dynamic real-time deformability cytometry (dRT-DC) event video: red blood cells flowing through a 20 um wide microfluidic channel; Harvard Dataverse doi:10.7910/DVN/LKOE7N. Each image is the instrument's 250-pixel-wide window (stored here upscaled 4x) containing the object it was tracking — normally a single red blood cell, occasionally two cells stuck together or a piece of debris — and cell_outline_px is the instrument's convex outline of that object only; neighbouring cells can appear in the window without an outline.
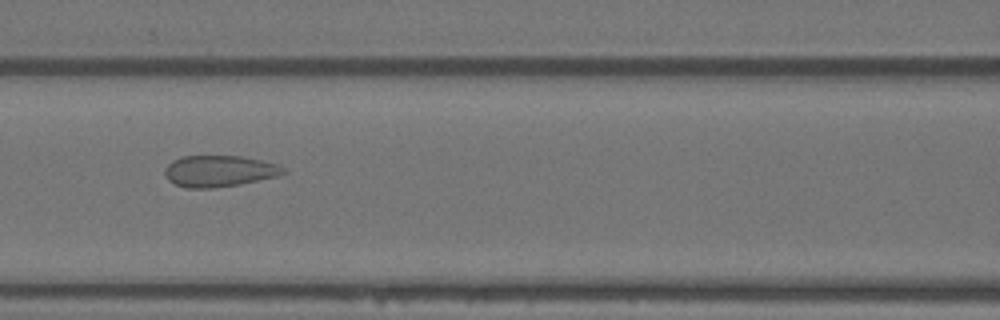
{"species": "Egyptian fruit bat (a non-hibernating species)", "species_latin": "Rousettus aegyptiacus", "temperature_condition": "warm", "stored_images_in_passage": 48, "camera_frame_rate_fps": 3000, "um_per_image_px": 0.085, "animal": {"sex": "female"}, "frame": {"image": 1, "passage_image": 15, "time_ms": 4.667, "image_size_px": [1000, 320], "cell_outline_px": [[288, 172], [276, 176], [240, 184], [212, 188], [188, 188], [176, 184], [168, 180], [164, 172], [164, 168], [172, 160], [180, 156], [240, 156], [260, 160], [276, 164], [284, 168]], "centroid_in_image_um": [18.6, 14.54], "position_along_channel_um": 148.0, "area_um2": 21.56}}
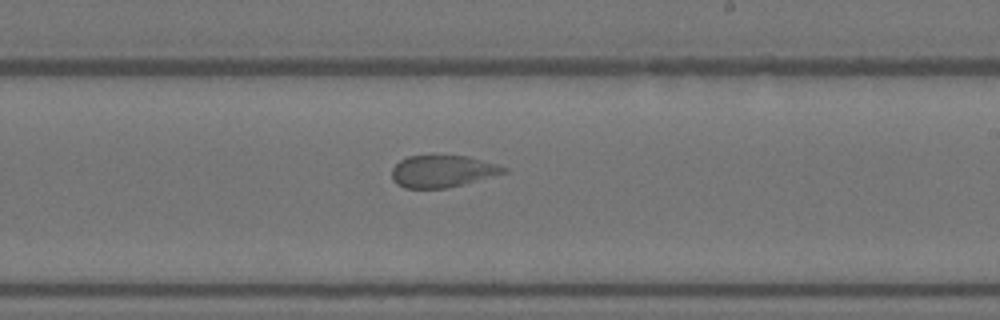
{"frame": {"image": 2, "passage_image": 24, "time_ms": 7.667, "image_size_px": [1000, 320], "cell_outline_px": [[508, 172], [444, 188], [404, 188], [396, 184], [392, 180], [392, 168], [400, 160], [408, 156], [468, 156], [496, 164], [508, 168]], "centroid_in_image_um": [37.57, 14.55], "position_along_channel_um": 251.4, "area_um2": 20.58}}
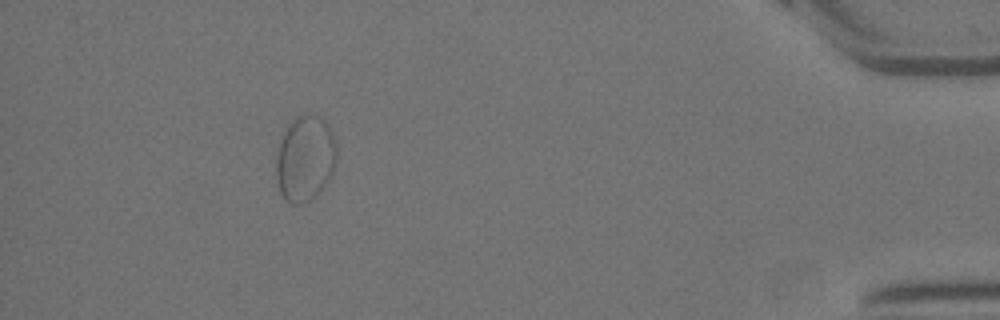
{"frame": {"image": 3, "passage_image": 43, "time_ms": 14.0, "image_size_px": [1000, 320], "cell_outline_px": [[336, 164], [328, 180], [312, 200], [300, 204], [292, 204], [284, 200], [280, 192], [276, 180], [276, 156], [284, 132], [292, 120], [296, 116], [316, 116], [324, 120], [328, 124], [336, 140]], "centroid_in_image_um": [25.93, 13.51], "position_along_channel_um": 409.3, "area_um2": 30.17}}